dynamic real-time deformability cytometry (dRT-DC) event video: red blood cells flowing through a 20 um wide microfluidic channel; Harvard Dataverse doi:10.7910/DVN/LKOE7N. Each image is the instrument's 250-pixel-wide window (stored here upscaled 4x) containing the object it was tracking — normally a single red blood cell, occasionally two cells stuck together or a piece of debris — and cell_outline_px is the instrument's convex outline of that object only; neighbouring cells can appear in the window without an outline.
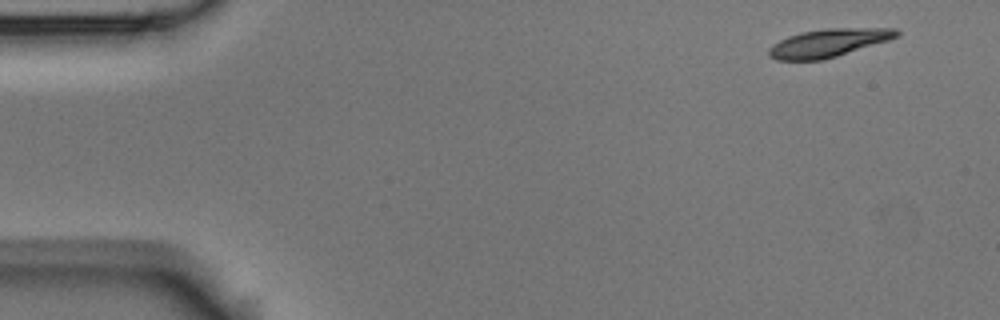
{"species": "Egyptian fruit bat (a non-hibernating species)", "species_latin": "Rousettus aegyptiacus", "temperature_condition": "room temperature", "stored_images_in_passage": 4, "camera_frame_rate_fps": 3000, "um_per_image_px": 0.085, "animal": {"sex": "male"}, "frame": {"image": 1, "passage_image": 1, "time_ms": 0.0, "image_size_px": [1000, 320], "cell_outline_px": [[900, 32], [896, 36], [888, 40], [824, 60], [776, 60], [768, 56], [768, 48], [772, 44], [788, 36], [800, 32], [824, 28], [896, 28]], "centroid_in_image_um": [70.36, 3.64], "position_along_channel_um": 14.6, "area_um2": 20.92}}
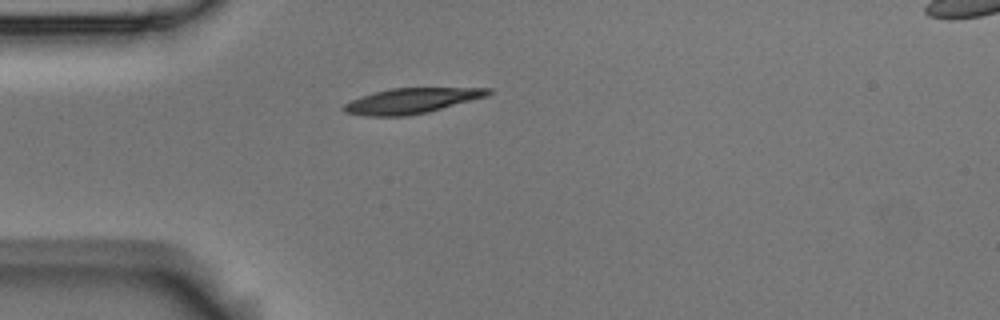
{"frame": {"image": 2, "passage_image": 4, "time_ms": 1.0, "image_size_px": [1000, 320], "cell_outline_px": [[492, 92], [488, 96], [428, 112], [408, 116], [368, 116], [344, 112], [340, 108], [344, 104], [360, 96], [392, 88], [492, 88]], "centroid_in_image_um": [34.98, 8.57], "position_along_channel_um": 50.0, "area_um2": 21.27}}